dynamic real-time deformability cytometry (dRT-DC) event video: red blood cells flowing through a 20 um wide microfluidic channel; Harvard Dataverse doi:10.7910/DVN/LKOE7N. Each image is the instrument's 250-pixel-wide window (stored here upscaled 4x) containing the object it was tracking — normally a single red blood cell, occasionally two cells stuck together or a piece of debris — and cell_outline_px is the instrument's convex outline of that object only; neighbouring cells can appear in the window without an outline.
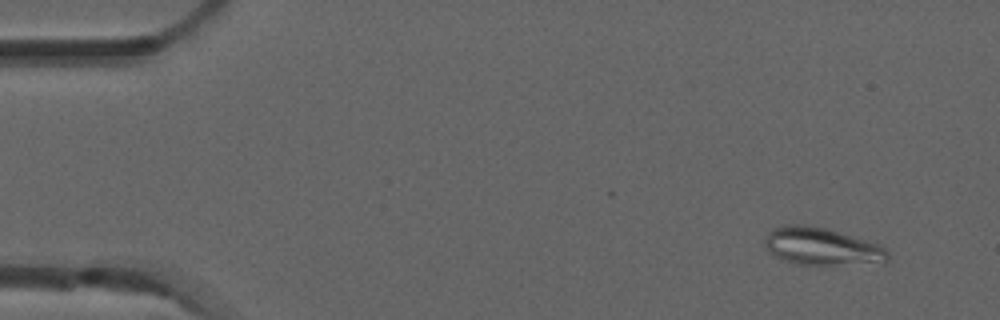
{"species": "common noctule bat (a hibernating species)", "species_latin": "Nyctalus noctula", "temperature_condition": "room temperature", "stored_images_in_passage": 5, "camera_frame_rate_fps": 3000, "um_per_image_px": 0.085, "animal": {"sex": "male", "forearm_length_mm": 52.5}, "frame": {"image": 1, "passage_image": 2, "time_ms": 0.333, "image_size_px": [1000, 320], "cell_outline_px": [[888, 260], [884, 264], [796, 264], [784, 260], [776, 256], [764, 248], [764, 240], [768, 232], [772, 228], [784, 224], [804, 224], [824, 228], [840, 232], [876, 244], [884, 248], [888, 252]], "centroid_in_image_um": [69.82, 20.95], "position_along_channel_um": 15.2, "area_um2": 26.88}}